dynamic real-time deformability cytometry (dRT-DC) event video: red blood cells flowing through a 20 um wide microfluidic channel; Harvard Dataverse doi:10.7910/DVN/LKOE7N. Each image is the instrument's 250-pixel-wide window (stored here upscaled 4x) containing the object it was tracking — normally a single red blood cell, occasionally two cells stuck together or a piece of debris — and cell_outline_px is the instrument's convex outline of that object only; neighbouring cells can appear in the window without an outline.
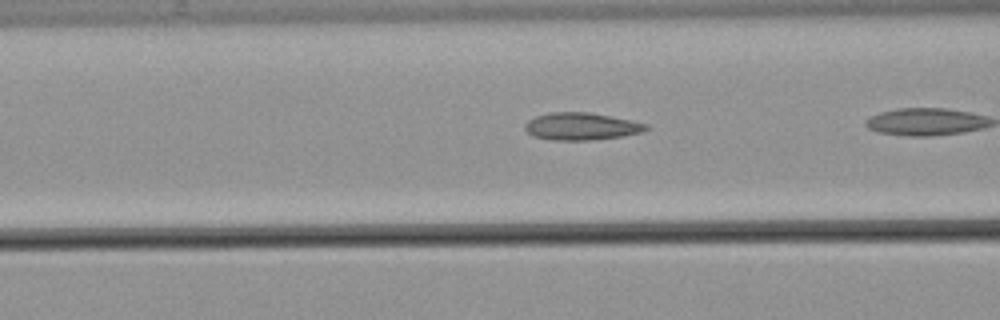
{"species": "common noctule bat (a hibernating species)", "species_latin": "Nyctalus noctula", "temperature_condition": "warm", "stored_images_in_passage": 10, "camera_frame_rate_fps": 3000, "um_per_image_px": 0.085, "animal": {"sex": "male", "body_mass_g": 21.5, "forearm_length_mm": 52.0}, "frame": {"image": 1, "passage_image": 6, "time_ms": 1.667, "image_size_px": [1000, 320], "cell_outline_px": [[648, 128], [640, 132], [624, 136], [588, 140], [552, 140], [532, 136], [524, 128], [524, 124], [528, 120], [536, 116], [548, 112], [588, 112], [648, 124]], "centroid_in_image_um": [49.35, 10.74], "position_along_channel_um": 117.3, "area_um2": 19.13}}